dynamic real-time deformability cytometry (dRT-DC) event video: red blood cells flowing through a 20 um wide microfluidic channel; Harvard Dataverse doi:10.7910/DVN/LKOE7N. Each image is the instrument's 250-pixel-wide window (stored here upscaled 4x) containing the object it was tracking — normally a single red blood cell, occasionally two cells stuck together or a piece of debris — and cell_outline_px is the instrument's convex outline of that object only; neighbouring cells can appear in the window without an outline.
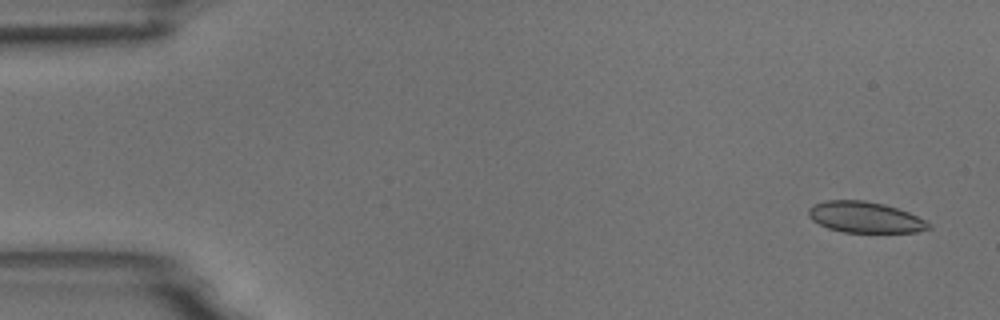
{"species": "common noctule bat (a hibernating species)", "species_latin": "Nyctalus noctula", "temperature_condition": "room temperature", "stored_images_in_passage": 4, "camera_frame_rate_fps": 3000, "um_per_image_px": 0.085, "animal": {"sex": "male", "body_mass_g": 18.8}, "frame": {"image": 1, "passage_image": 1, "time_ms": 0.0, "image_size_px": [1000, 320], "cell_outline_px": [[932, 228], [916, 232], [844, 232], [828, 228], [812, 220], [808, 216], [808, 208], [812, 204], [824, 200], [864, 200], [884, 204], [908, 212], [932, 224]], "centroid_in_image_um": [73.5, 18.46], "position_along_channel_um": 11.5, "area_um2": 21.73}}